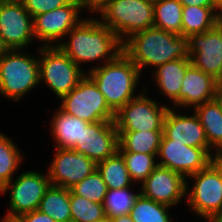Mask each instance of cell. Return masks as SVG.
Masks as SVG:
<instances>
[{"mask_svg":"<svg viewBox=\"0 0 222 222\" xmlns=\"http://www.w3.org/2000/svg\"><path fill=\"white\" fill-rule=\"evenodd\" d=\"M163 134L169 140L184 142L190 147L204 148L212 154L213 149L208 144L205 130L194 110L184 111L169 107L163 122Z\"/></svg>","mask_w":222,"mask_h":222,"instance_id":"16","label":"cell"},{"mask_svg":"<svg viewBox=\"0 0 222 222\" xmlns=\"http://www.w3.org/2000/svg\"><path fill=\"white\" fill-rule=\"evenodd\" d=\"M93 14L123 43L131 35L153 27L154 2L148 0H107Z\"/></svg>","mask_w":222,"mask_h":222,"instance_id":"5","label":"cell"},{"mask_svg":"<svg viewBox=\"0 0 222 222\" xmlns=\"http://www.w3.org/2000/svg\"><path fill=\"white\" fill-rule=\"evenodd\" d=\"M19 218L23 222H56L49 215L42 213L40 210H34L33 212H29L19 216Z\"/></svg>","mask_w":222,"mask_h":222,"instance_id":"35","label":"cell"},{"mask_svg":"<svg viewBox=\"0 0 222 222\" xmlns=\"http://www.w3.org/2000/svg\"><path fill=\"white\" fill-rule=\"evenodd\" d=\"M0 130V189L17 174L26 155L12 138ZM14 141V142H13Z\"/></svg>","mask_w":222,"mask_h":222,"instance_id":"24","label":"cell"},{"mask_svg":"<svg viewBox=\"0 0 222 222\" xmlns=\"http://www.w3.org/2000/svg\"><path fill=\"white\" fill-rule=\"evenodd\" d=\"M59 102L62 111L86 122L114 121L115 118V112L88 74Z\"/></svg>","mask_w":222,"mask_h":222,"instance_id":"10","label":"cell"},{"mask_svg":"<svg viewBox=\"0 0 222 222\" xmlns=\"http://www.w3.org/2000/svg\"><path fill=\"white\" fill-rule=\"evenodd\" d=\"M71 222H98L106 218L100 203L75 195L70 191Z\"/></svg>","mask_w":222,"mask_h":222,"instance_id":"32","label":"cell"},{"mask_svg":"<svg viewBox=\"0 0 222 222\" xmlns=\"http://www.w3.org/2000/svg\"><path fill=\"white\" fill-rule=\"evenodd\" d=\"M85 11V12H84ZM87 12V13H86ZM88 13L82 0L33 17V31L39 46H57Z\"/></svg>","mask_w":222,"mask_h":222,"instance_id":"11","label":"cell"},{"mask_svg":"<svg viewBox=\"0 0 222 222\" xmlns=\"http://www.w3.org/2000/svg\"><path fill=\"white\" fill-rule=\"evenodd\" d=\"M119 147V134L114 121H98L83 128L74 150L95 163L114 155Z\"/></svg>","mask_w":222,"mask_h":222,"instance_id":"17","label":"cell"},{"mask_svg":"<svg viewBox=\"0 0 222 222\" xmlns=\"http://www.w3.org/2000/svg\"><path fill=\"white\" fill-rule=\"evenodd\" d=\"M33 17L68 5L72 0H19Z\"/></svg>","mask_w":222,"mask_h":222,"instance_id":"34","label":"cell"},{"mask_svg":"<svg viewBox=\"0 0 222 222\" xmlns=\"http://www.w3.org/2000/svg\"><path fill=\"white\" fill-rule=\"evenodd\" d=\"M123 53L139 69L141 75L147 67L152 72L159 65L177 59H191L188 37L156 27L131 35L122 43ZM150 67V68H149Z\"/></svg>","mask_w":222,"mask_h":222,"instance_id":"2","label":"cell"},{"mask_svg":"<svg viewBox=\"0 0 222 222\" xmlns=\"http://www.w3.org/2000/svg\"><path fill=\"white\" fill-rule=\"evenodd\" d=\"M172 207L139 194L129 215L134 222H174Z\"/></svg>","mask_w":222,"mask_h":222,"instance_id":"29","label":"cell"},{"mask_svg":"<svg viewBox=\"0 0 222 222\" xmlns=\"http://www.w3.org/2000/svg\"><path fill=\"white\" fill-rule=\"evenodd\" d=\"M70 189L50 185L40 201L38 210L56 222H71Z\"/></svg>","mask_w":222,"mask_h":222,"instance_id":"27","label":"cell"},{"mask_svg":"<svg viewBox=\"0 0 222 222\" xmlns=\"http://www.w3.org/2000/svg\"><path fill=\"white\" fill-rule=\"evenodd\" d=\"M0 222H23V221L19 217L3 215V217H0Z\"/></svg>","mask_w":222,"mask_h":222,"instance_id":"41","label":"cell"},{"mask_svg":"<svg viewBox=\"0 0 222 222\" xmlns=\"http://www.w3.org/2000/svg\"><path fill=\"white\" fill-rule=\"evenodd\" d=\"M216 78L191 64L186 69L179 91V109H191L213 100L217 89Z\"/></svg>","mask_w":222,"mask_h":222,"instance_id":"19","label":"cell"},{"mask_svg":"<svg viewBox=\"0 0 222 222\" xmlns=\"http://www.w3.org/2000/svg\"><path fill=\"white\" fill-rule=\"evenodd\" d=\"M88 13H94L107 0H82Z\"/></svg>","mask_w":222,"mask_h":222,"instance_id":"38","label":"cell"},{"mask_svg":"<svg viewBox=\"0 0 222 222\" xmlns=\"http://www.w3.org/2000/svg\"><path fill=\"white\" fill-rule=\"evenodd\" d=\"M47 173L36 170L21 171L0 189V194H8L7 211L4 215L19 217L37 210L46 190L50 187Z\"/></svg>","mask_w":222,"mask_h":222,"instance_id":"9","label":"cell"},{"mask_svg":"<svg viewBox=\"0 0 222 222\" xmlns=\"http://www.w3.org/2000/svg\"><path fill=\"white\" fill-rule=\"evenodd\" d=\"M47 173L51 185L72 188L96 169V163L74 149L54 148Z\"/></svg>","mask_w":222,"mask_h":222,"instance_id":"14","label":"cell"},{"mask_svg":"<svg viewBox=\"0 0 222 222\" xmlns=\"http://www.w3.org/2000/svg\"><path fill=\"white\" fill-rule=\"evenodd\" d=\"M0 38L10 50L39 47L32 44L36 43L33 18L19 0H0Z\"/></svg>","mask_w":222,"mask_h":222,"instance_id":"12","label":"cell"},{"mask_svg":"<svg viewBox=\"0 0 222 222\" xmlns=\"http://www.w3.org/2000/svg\"><path fill=\"white\" fill-rule=\"evenodd\" d=\"M183 7L201 6V7H219V0H178Z\"/></svg>","mask_w":222,"mask_h":222,"instance_id":"36","label":"cell"},{"mask_svg":"<svg viewBox=\"0 0 222 222\" xmlns=\"http://www.w3.org/2000/svg\"><path fill=\"white\" fill-rule=\"evenodd\" d=\"M98 222H109L108 218H105L104 220L98 221Z\"/></svg>","mask_w":222,"mask_h":222,"instance_id":"46","label":"cell"},{"mask_svg":"<svg viewBox=\"0 0 222 222\" xmlns=\"http://www.w3.org/2000/svg\"><path fill=\"white\" fill-rule=\"evenodd\" d=\"M219 18L222 21V0H219Z\"/></svg>","mask_w":222,"mask_h":222,"instance_id":"44","label":"cell"},{"mask_svg":"<svg viewBox=\"0 0 222 222\" xmlns=\"http://www.w3.org/2000/svg\"><path fill=\"white\" fill-rule=\"evenodd\" d=\"M139 194V186L137 188L108 189L102 203L106 218L111 219L129 214Z\"/></svg>","mask_w":222,"mask_h":222,"instance_id":"30","label":"cell"},{"mask_svg":"<svg viewBox=\"0 0 222 222\" xmlns=\"http://www.w3.org/2000/svg\"><path fill=\"white\" fill-rule=\"evenodd\" d=\"M10 49L4 43V41L0 38V59L9 51Z\"/></svg>","mask_w":222,"mask_h":222,"instance_id":"42","label":"cell"},{"mask_svg":"<svg viewBox=\"0 0 222 222\" xmlns=\"http://www.w3.org/2000/svg\"><path fill=\"white\" fill-rule=\"evenodd\" d=\"M211 163L222 175V147H218L212 151Z\"/></svg>","mask_w":222,"mask_h":222,"instance_id":"37","label":"cell"},{"mask_svg":"<svg viewBox=\"0 0 222 222\" xmlns=\"http://www.w3.org/2000/svg\"><path fill=\"white\" fill-rule=\"evenodd\" d=\"M214 99L219 104L220 109L222 110V85L217 86Z\"/></svg>","mask_w":222,"mask_h":222,"instance_id":"40","label":"cell"},{"mask_svg":"<svg viewBox=\"0 0 222 222\" xmlns=\"http://www.w3.org/2000/svg\"><path fill=\"white\" fill-rule=\"evenodd\" d=\"M157 163L159 166L171 169L187 178L206 168L211 163V154L204 148L190 147L184 142L169 140L163 134Z\"/></svg>","mask_w":222,"mask_h":222,"instance_id":"13","label":"cell"},{"mask_svg":"<svg viewBox=\"0 0 222 222\" xmlns=\"http://www.w3.org/2000/svg\"><path fill=\"white\" fill-rule=\"evenodd\" d=\"M106 183L101 174L95 169L90 175L70 188V191L91 202L102 204L107 193Z\"/></svg>","mask_w":222,"mask_h":222,"instance_id":"33","label":"cell"},{"mask_svg":"<svg viewBox=\"0 0 222 222\" xmlns=\"http://www.w3.org/2000/svg\"><path fill=\"white\" fill-rule=\"evenodd\" d=\"M57 46L86 73L114 60L123 52L117 35L93 13H89ZM84 64L90 66L84 68Z\"/></svg>","mask_w":222,"mask_h":222,"instance_id":"1","label":"cell"},{"mask_svg":"<svg viewBox=\"0 0 222 222\" xmlns=\"http://www.w3.org/2000/svg\"><path fill=\"white\" fill-rule=\"evenodd\" d=\"M39 85L38 48L35 54L28 49L9 50L0 59L1 98L21 102Z\"/></svg>","mask_w":222,"mask_h":222,"instance_id":"4","label":"cell"},{"mask_svg":"<svg viewBox=\"0 0 222 222\" xmlns=\"http://www.w3.org/2000/svg\"><path fill=\"white\" fill-rule=\"evenodd\" d=\"M197 114L203 126L209 146L214 150L222 147V110L215 99L196 106Z\"/></svg>","mask_w":222,"mask_h":222,"instance_id":"25","label":"cell"},{"mask_svg":"<svg viewBox=\"0 0 222 222\" xmlns=\"http://www.w3.org/2000/svg\"><path fill=\"white\" fill-rule=\"evenodd\" d=\"M119 152L158 155L163 130L118 131Z\"/></svg>","mask_w":222,"mask_h":222,"instance_id":"23","label":"cell"},{"mask_svg":"<svg viewBox=\"0 0 222 222\" xmlns=\"http://www.w3.org/2000/svg\"><path fill=\"white\" fill-rule=\"evenodd\" d=\"M221 58H222V53H221ZM216 82L217 85H222V62H221V71L220 74L216 77Z\"/></svg>","mask_w":222,"mask_h":222,"instance_id":"43","label":"cell"},{"mask_svg":"<svg viewBox=\"0 0 222 222\" xmlns=\"http://www.w3.org/2000/svg\"><path fill=\"white\" fill-rule=\"evenodd\" d=\"M182 10L178 0H155L153 27L182 36Z\"/></svg>","mask_w":222,"mask_h":222,"instance_id":"28","label":"cell"},{"mask_svg":"<svg viewBox=\"0 0 222 222\" xmlns=\"http://www.w3.org/2000/svg\"><path fill=\"white\" fill-rule=\"evenodd\" d=\"M125 160L132 182L139 186L158 166L157 155L120 152Z\"/></svg>","mask_w":222,"mask_h":222,"instance_id":"31","label":"cell"},{"mask_svg":"<svg viewBox=\"0 0 222 222\" xmlns=\"http://www.w3.org/2000/svg\"><path fill=\"white\" fill-rule=\"evenodd\" d=\"M203 222H222V218H220V219H208V220H205Z\"/></svg>","mask_w":222,"mask_h":222,"instance_id":"45","label":"cell"},{"mask_svg":"<svg viewBox=\"0 0 222 222\" xmlns=\"http://www.w3.org/2000/svg\"><path fill=\"white\" fill-rule=\"evenodd\" d=\"M145 89L122 106L116 113L114 123L117 131L163 130V122L169 106L158 97H149L151 88L145 79ZM157 98V99H156Z\"/></svg>","mask_w":222,"mask_h":222,"instance_id":"8","label":"cell"},{"mask_svg":"<svg viewBox=\"0 0 222 222\" xmlns=\"http://www.w3.org/2000/svg\"><path fill=\"white\" fill-rule=\"evenodd\" d=\"M221 20L219 7L187 6L182 10V36L204 33L213 29Z\"/></svg>","mask_w":222,"mask_h":222,"instance_id":"22","label":"cell"},{"mask_svg":"<svg viewBox=\"0 0 222 222\" xmlns=\"http://www.w3.org/2000/svg\"><path fill=\"white\" fill-rule=\"evenodd\" d=\"M188 46L191 63L216 78L222 62V21L209 31L189 35Z\"/></svg>","mask_w":222,"mask_h":222,"instance_id":"18","label":"cell"},{"mask_svg":"<svg viewBox=\"0 0 222 222\" xmlns=\"http://www.w3.org/2000/svg\"><path fill=\"white\" fill-rule=\"evenodd\" d=\"M55 109L49 121V137L53 139L54 148L74 149L76 142H80L83 128L90 122L67 114L59 107Z\"/></svg>","mask_w":222,"mask_h":222,"instance_id":"21","label":"cell"},{"mask_svg":"<svg viewBox=\"0 0 222 222\" xmlns=\"http://www.w3.org/2000/svg\"><path fill=\"white\" fill-rule=\"evenodd\" d=\"M191 59H177L159 65L151 74H148L156 90L164 97V101L169 107L179 109V91L182 88V81L186 74V69L191 65ZM155 84V85H154ZM167 98V99H166Z\"/></svg>","mask_w":222,"mask_h":222,"instance_id":"20","label":"cell"},{"mask_svg":"<svg viewBox=\"0 0 222 222\" xmlns=\"http://www.w3.org/2000/svg\"><path fill=\"white\" fill-rule=\"evenodd\" d=\"M87 74L94 80L108 106L115 113L137 97L146 85L141 83L143 76L137 66L123 52L114 60L90 70ZM138 86H142L141 89Z\"/></svg>","mask_w":222,"mask_h":222,"instance_id":"3","label":"cell"},{"mask_svg":"<svg viewBox=\"0 0 222 222\" xmlns=\"http://www.w3.org/2000/svg\"><path fill=\"white\" fill-rule=\"evenodd\" d=\"M183 203L201 221L222 218V175L212 163L186 178Z\"/></svg>","mask_w":222,"mask_h":222,"instance_id":"6","label":"cell"},{"mask_svg":"<svg viewBox=\"0 0 222 222\" xmlns=\"http://www.w3.org/2000/svg\"><path fill=\"white\" fill-rule=\"evenodd\" d=\"M38 64L40 84L61 99L74 89L87 74L58 46H39Z\"/></svg>","mask_w":222,"mask_h":222,"instance_id":"7","label":"cell"},{"mask_svg":"<svg viewBox=\"0 0 222 222\" xmlns=\"http://www.w3.org/2000/svg\"><path fill=\"white\" fill-rule=\"evenodd\" d=\"M96 169L106 183L107 189L137 187L132 182L125 160L119 151L105 160L96 163Z\"/></svg>","mask_w":222,"mask_h":222,"instance_id":"26","label":"cell"},{"mask_svg":"<svg viewBox=\"0 0 222 222\" xmlns=\"http://www.w3.org/2000/svg\"><path fill=\"white\" fill-rule=\"evenodd\" d=\"M139 191L146 198L176 208L186 200V178L158 165L139 185Z\"/></svg>","mask_w":222,"mask_h":222,"instance_id":"15","label":"cell"},{"mask_svg":"<svg viewBox=\"0 0 222 222\" xmlns=\"http://www.w3.org/2000/svg\"><path fill=\"white\" fill-rule=\"evenodd\" d=\"M109 222H134L129 214L116 216L109 219Z\"/></svg>","mask_w":222,"mask_h":222,"instance_id":"39","label":"cell"}]
</instances>
